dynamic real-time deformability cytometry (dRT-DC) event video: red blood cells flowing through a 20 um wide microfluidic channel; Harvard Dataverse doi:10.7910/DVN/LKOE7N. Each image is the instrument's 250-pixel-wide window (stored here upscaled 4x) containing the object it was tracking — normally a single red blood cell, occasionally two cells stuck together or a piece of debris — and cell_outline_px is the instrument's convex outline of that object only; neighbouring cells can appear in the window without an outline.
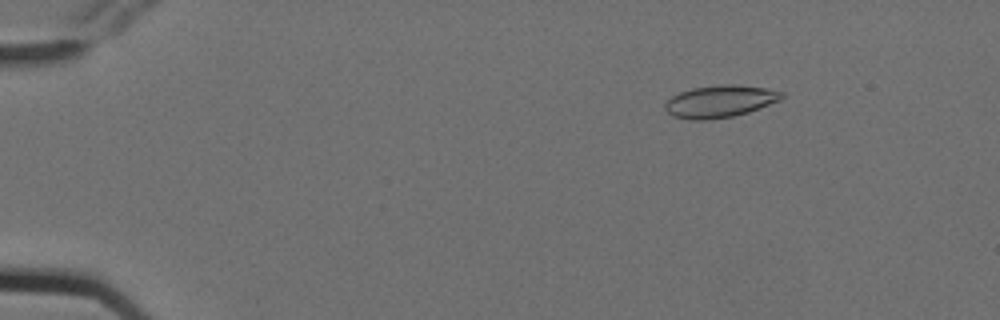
{"species": "Egyptian fruit bat (a non-hibernating species)", "species_latin": "Rousettus aegyptiacus", "temperature_condition": "cold", "stored_images_in_passage": 5, "camera_frame_rate_fps": 3000, "um_per_image_px": 0.085, "animal": {"sex": "female"}, "frame": {"image": 1, "passage_image": 2, "time_ms": 0.333, "image_size_px": [1000, 320], "cell_outline_px": [[784, 96], [780, 100], [748, 112], [732, 116], [708, 120], [688, 120], [672, 116], [664, 108], [664, 104], [672, 96], [680, 92], [692, 88], [720, 84], [732, 84], [764, 88], [784, 92]], "centroid_in_image_um": [61.16, 8.62], "position_along_channel_um": 23.8, "area_um2": 21.85}}
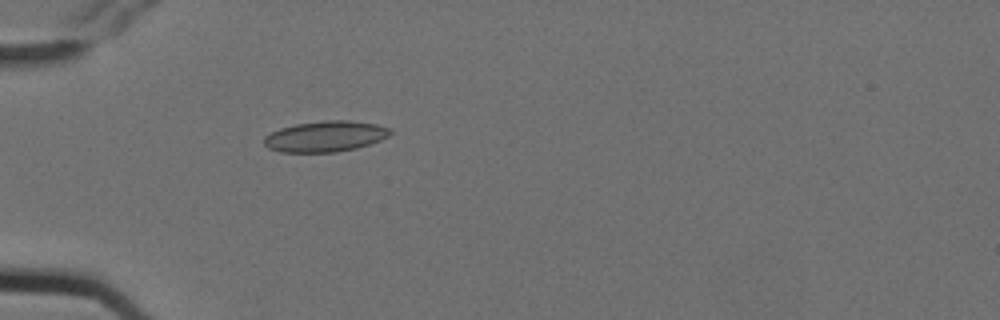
{"frame": {"image": 2, "passage_image": 5, "time_ms": 1.333, "image_size_px": [1000, 320], "cell_outline_px": [[392, 132], [388, 136], [380, 140], [356, 148], [336, 152], [280, 152], [268, 148], [264, 144], [264, 136], [280, 128], [296, 124], [324, 120], [348, 120], [376, 124], [392, 128]], "centroid_in_image_um": [27.65, 11.59], "position_along_channel_um": 57.3, "area_um2": 22.66}}